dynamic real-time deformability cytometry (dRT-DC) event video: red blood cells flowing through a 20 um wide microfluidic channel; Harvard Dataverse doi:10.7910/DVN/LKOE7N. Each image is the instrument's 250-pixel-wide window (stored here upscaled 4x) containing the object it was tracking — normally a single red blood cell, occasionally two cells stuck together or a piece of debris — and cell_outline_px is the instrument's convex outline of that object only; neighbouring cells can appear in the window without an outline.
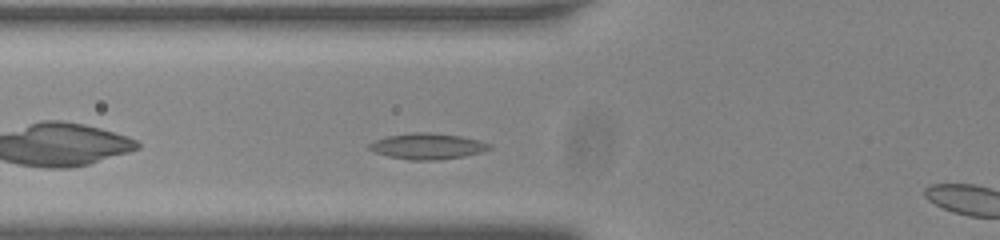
{"species": "common noctule bat (a hibernating species)", "species_latin": "Nyctalus noctula", "temperature_condition": "room temperature", "stored_images_in_passage": 6, "camera_frame_rate_fps": 3000, "um_per_image_px": 0.085, "animal": {"sex": "male", "body_mass_g": 20.0, "forearm_length_mm": 53.3}, "frame": {"image": 1, "passage_image": 5, "time_ms": 1.333, "image_size_px": [1000, 240], "cell_outline_px": [[492, 148], [480, 152], [464, 156], [440, 160], [408, 160], [388, 156], [376, 152], [368, 148], [368, 144], [376, 140], [388, 136], [412, 132], [432, 132], [460, 136], [480, 140], [492, 144]], "centroid_in_image_um": [36.36, 12.43], "position_along_channel_um": 89.4, "area_um2": 18.21}}